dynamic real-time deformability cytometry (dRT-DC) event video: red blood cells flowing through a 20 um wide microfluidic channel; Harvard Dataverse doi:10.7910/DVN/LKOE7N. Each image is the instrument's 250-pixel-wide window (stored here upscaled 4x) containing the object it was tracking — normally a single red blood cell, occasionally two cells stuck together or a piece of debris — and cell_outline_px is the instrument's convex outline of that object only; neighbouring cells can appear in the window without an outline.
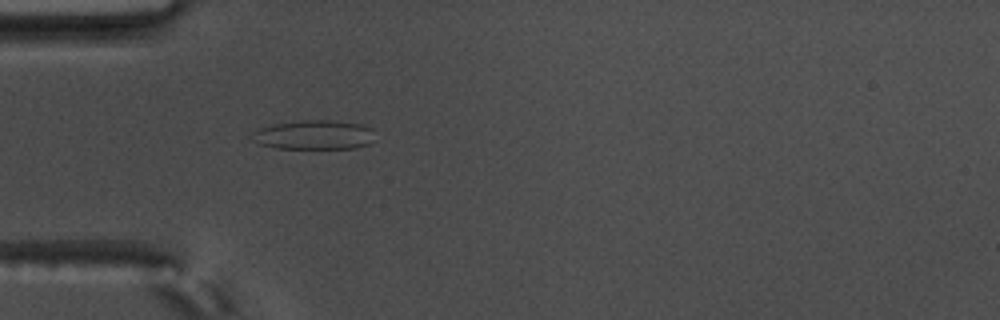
{"species": "common noctule bat (a hibernating species)", "species_latin": "Nyctalus noctula", "temperature_condition": "warm", "stored_images_in_passage": 57, "camera_frame_rate_fps": 3000, "um_per_image_px": 0.085, "animal": {"sex": "male", "body_mass_g": 17.5, "forearm_length_mm": 52.3}, "frame": {"image": 1, "passage_image": 18, "time_ms": 5.667, "image_size_px": [1000, 320], "cell_outline_px": [[372, 140], [368, 144], [356, 148], [276, 148], [260, 144], [256, 140], [252, 132], [260, 128], [276, 124], [300, 120], [332, 120], [360, 124], [372, 128]], "centroid_in_image_um": [26.73, 11.46], "position_along_channel_um": 58.3, "area_um2": 20.63}}
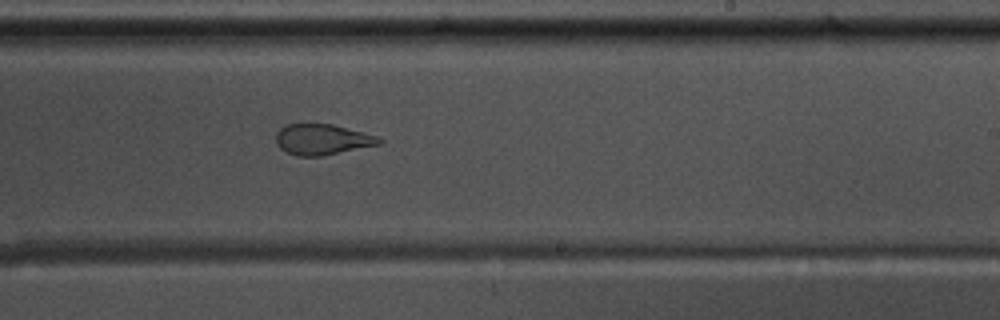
{"frame": {"image": 2, "passage_image": 35, "time_ms": 11.333, "image_size_px": [1000, 320], "cell_outline_px": [[384, 140], [380, 144], [320, 156], [300, 156], [288, 152], [280, 148], [276, 144], [276, 132], [280, 128], [288, 124], [332, 124], [376, 136]], "centroid_in_image_um": [27.36, 11.85], "position_along_channel_um": 261.6, "area_um2": 18.15}}
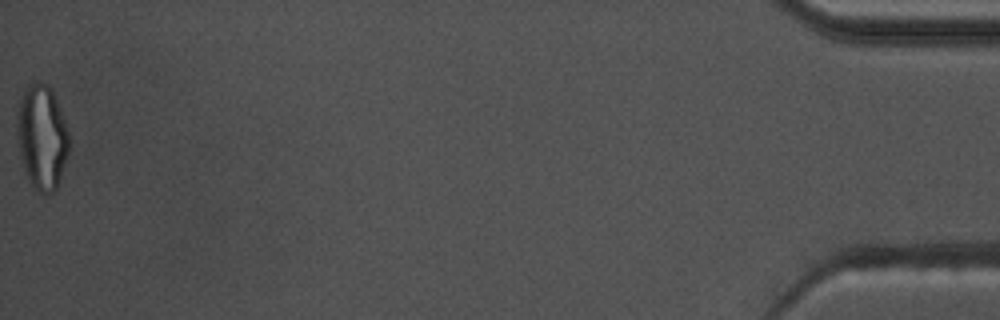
{"frame": {"image": 3, "passage_image": 57, "time_ms": 18.667, "image_size_px": [1000, 320], "cell_outline_px": [[68, 152], [56, 188], [48, 196], [44, 196], [32, 184], [24, 168], [20, 152], [16, 128], [16, 116], [20, 96], [24, 88], [32, 84], [48, 84], [52, 88], [68, 128]], "centroid_in_image_um": [3.56, 11.62], "position_along_channel_um": 431.6, "area_um2": 31.44}, "authors_computed_cell_mechanics": {"area_um2": 22.831, "velocity_mm_per_s": 3.6716, "shape_relaxation_time_tau1_ms": null, "shape_relaxation_time_tau2_ms": 1.3368, "deformation_change_tau1": null, "deformation_change_tau2": 0.0906}}